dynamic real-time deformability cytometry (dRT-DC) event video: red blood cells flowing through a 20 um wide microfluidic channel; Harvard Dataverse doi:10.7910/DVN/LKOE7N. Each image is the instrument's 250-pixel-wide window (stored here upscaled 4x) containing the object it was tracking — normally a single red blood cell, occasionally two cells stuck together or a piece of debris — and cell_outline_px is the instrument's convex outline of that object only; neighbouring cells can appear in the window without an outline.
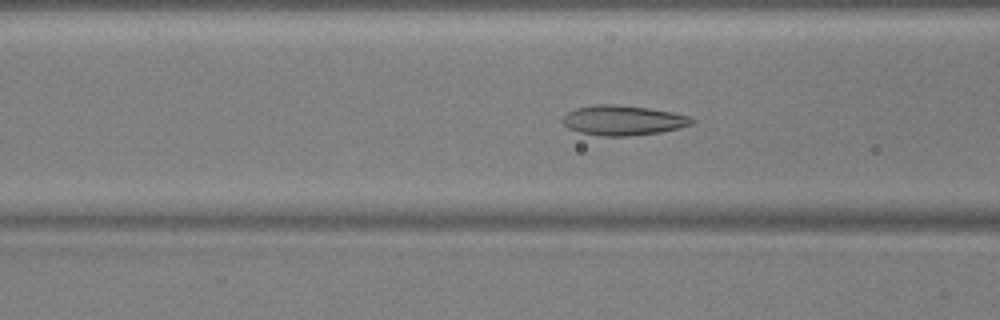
{"species": "common noctule bat (a hibernating species)", "species_latin": "Nyctalus noctula", "temperature_condition": "warm", "stored_images_in_passage": 54, "camera_frame_rate_fps": 3000, "um_per_image_px": 0.085, "animal": {"sex": "male", "body_mass_g": 17.9, "forearm_length_mm": 54.2}, "frame": {"image": 1, "passage_image": 22, "time_ms": 7.0, "image_size_px": [1000, 320], "cell_outline_px": [[696, 120], [692, 124], [680, 128], [660, 132], [628, 136], [604, 136], [580, 132], [568, 128], [560, 120], [568, 112], [576, 108], [596, 104], [616, 104], [648, 108], [672, 112], [688, 116]], "centroid_in_image_um": [52.96, 10.22], "position_along_channel_um": 113.6, "area_um2": 22.48}}
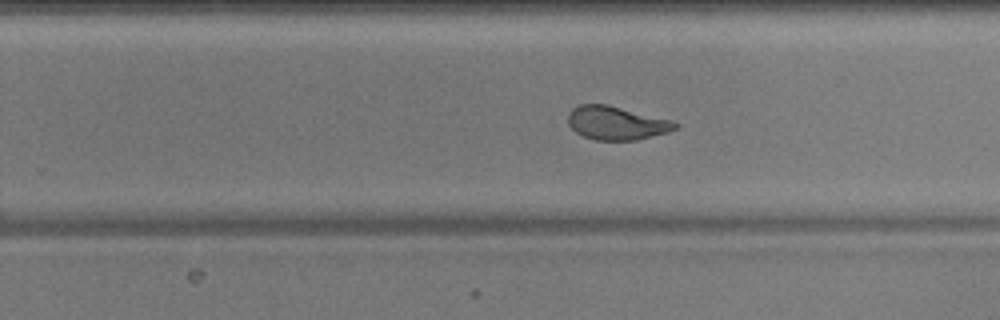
{"frame": {"image": 2, "passage_image": 35, "time_ms": 11.333, "image_size_px": [1000, 320], "cell_outline_px": [[680, 124], [676, 128], [668, 132], [636, 140], [596, 140], [584, 136], [576, 132], [568, 124], [568, 112], [572, 108], [580, 104], [608, 104], [672, 120]], "centroid_in_image_um": [52.39, 10.44], "position_along_channel_um": 277.4, "area_um2": 20.98}}
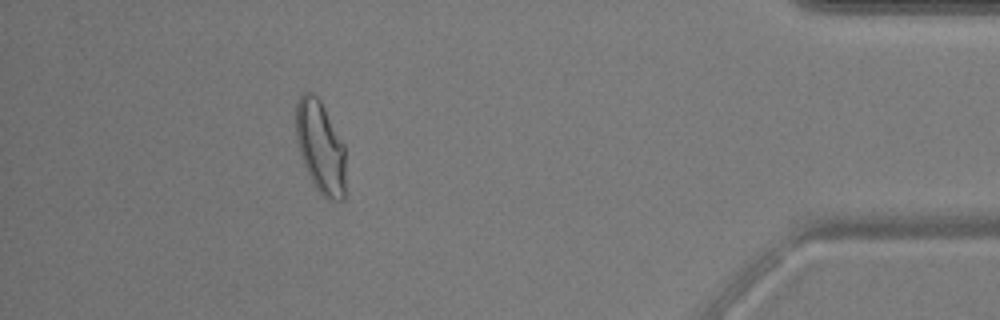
{"frame": {"image": 3, "passage_image": 49, "time_ms": 16.0, "image_size_px": [1000, 320], "cell_outline_px": [[344, 200], [332, 200], [324, 196], [316, 188], [304, 164], [296, 140], [296, 104], [300, 96], [304, 92], [312, 92], [320, 100], [344, 144]], "centroid_in_image_um": [27.23, 12.47], "position_along_channel_um": 408.0, "area_um2": 26.3}, "authors_computed_cell_mechanics": {"area_um2": 22.9177, "velocity_mm_per_s": 3.7807, "shape_relaxation_time_tau1_ms": 8.2901, "shape_relaxation_time_tau2_ms": 1.1553, "deformation_change_tau1": 0.2072, "deformation_change_tau2": 0.0815}}